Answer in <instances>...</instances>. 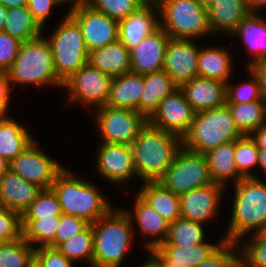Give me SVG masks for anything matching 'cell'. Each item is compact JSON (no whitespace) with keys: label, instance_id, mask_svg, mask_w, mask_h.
<instances>
[{"label":"cell","instance_id":"cell-1","mask_svg":"<svg viewBox=\"0 0 266 267\" xmlns=\"http://www.w3.org/2000/svg\"><path fill=\"white\" fill-rule=\"evenodd\" d=\"M137 177L143 182H157L182 148V138L158 129L148 122L130 145Z\"/></svg>","mask_w":266,"mask_h":267},{"label":"cell","instance_id":"cell-2","mask_svg":"<svg viewBox=\"0 0 266 267\" xmlns=\"http://www.w3.org/2000/svg\"><path fill=\"white\" fill-rule=\"evenodd\" d=\"M235 186L230 223L225 241L242 243L246 234L266 229V182L259 177L242 178Z\"/></svg>","mask_w":266,"mask_h":267},{"label":"cell","instance_id":"cell-3","mask_svg":"<svg viewBox=\"0 0 266 267\" xmlns=\"http://www.w3.org/2000/svg\"><path fill=\"white\" fill-rule=\"evenodd\" d=\"M133 226L129 215L119 208L92 223L93 267H121L134 238Z\"/></svg>","mask_w":266,"mask_h":267},{"label":"cell","instance_id":"cell-4","mask_svg":"<svg viewBox=\"0 0 266 267\" xmlns=\"http://www.w3.org/2000/svg\"><path fill=\"white\" fill-rule=\"evenodd\" d=\"M62 214L82 218L89 224L106 215L113 207L93 183L78 178L74 172L64 168L52 184Z\"/></svg>","mask_w":266,"mask_h":267},{"label":"cell","instance_id":"cell-5","mask_svg":"<svg viewBox=\"0 0 266 267\" xmlns=\"http://www.w3.org/2000/svg\"><path fill=\"white\" fill-rule=\"evenodd\" d=\"M7 72L15 86H63L54 70L51 45L43 34L20 44L18 55Z\"/></svg>","mask_w":266,"mask_h":267},{"label":"cell","instance_id":"cell-6","mask_svg":"<svg viewBox=\"0 0 266 267\" xmlns=\"http://www.w3.org/2000/svg\"><path fill=\"white\" fill-rule=\"evenodd\" d=\"M242 136L225 104L195 113L189 132L182 138V144L187 150L205 154Z\"/></svg>","mask_w":266,"mask_h":267},{"label":"cell","instance_id":"cell-7","mask_svg":"<svg viewBox=\"0 0 266 267\" xmlns=\"http://www.w3.org/2000/svg\"><path fill=\"white\" fill-rule=\"evenodd\" d=\"M160 27L172 39L212 36L204 0H157Z\"/></svg>","mask_w":266,"mask_h":267},{"label":"cell","instance_id":"cell-8","mask_svg":"<svg viewBox=\"0 0 266 267\" xmlns=\"http://www.w3.org/2000/svg\"><path fill=\"white\" fill-rule=\"evenodd\" d=\"M46 39L53 53V66L58 80L63 84L88 63L85 46L78 23L68 14Z\"/></svg>","mask_w":266,"mask_h":267},{"label":"cell","instance_id":"cell-9","mask_svg":"<svg viewBox=\"0 0 266 267\" xmlns=\"http://www.w3.org/2000/svg\"><path fill=\"white\" fill-rule=\"evenodd\" d=\"M158 182L179 196L213 183L205 155L183 146Z\"/></svg>","mask_w":266,"mask_h":267},{"label":"cell","instance_id":"cell-10","mask_svg":"<svg viewBox=\"0 0 266 267\" xmlns=\"http://www.w3.org/2000/svg\"><path fill=\"white\" fill-rule=\"evenodd\" d=\"M112 78L86 63L63 83L62 88L68 89L67 103H83L94 109L107 105Z\"/></svg>","mask_w":266,"mask_h":267},{"label":"cell","instance_id":"cell-11","mask_svg":"<svg viewBox=\"0 0 266 267\" xmlns=\"http://www.w3.org/2000/svg\"><path fill=\"white\" fill-rule=\"evenodd\" d=\"M95 123L101 142L131 145L148 120L140 113L102 106L95 109Z\"/></svg>","mask_w":266,"mask_h":267},{"label":"cell","instance_id":"cell-12","mask_svg":"<svg viewBox=\"0 0 266 267\" xmlns=\"http://www.w3.org/2000/svg\"><path fill=\"white\" fill-rule=\"evenodd\" d=\"M37 147L38 145L34 140L9 163V169L41 189H50L57 175L65 167Z\"/></svg>","mask_w":266,"mask_h":267},{"label":"cell","instance_id":"cell-13","mask_svg":"<svg viewBox=\"0 0 266 267\" xmlns=\"http://www.w3.org/2000/svg\"><path fill=\"white\" fill-rule=\"evenodd\" d=\"M80 26L88 52L118 41L119 21L94 10L88 4L67 12Z\"/></svg>","mask_w":266,"mask_h":267},{"label":"cell","instance_id":"cell-14","mask_svg":"<svg viewBox=\"0 0 266 267\" xmlns=\"http://www.w3.org/2000/svg\"><path fill=\"white\" fill-rule=\"evenodd\" d=\"M194 116L195 112L178 88L160 102L148 123L183 138L189 132Z\"/></svg>","mask_w":266,"mask_h":267},{"label":"cell","instance_id":"cell-15","mask_svg":"<svg viewBox=\"0 0 266 267\" xmlns=\"http://www.w3.org/2000/svg\"><path fill=\"white\" fill-rule=\"evenodd\" d=\"M96 160L97 172L111 183L121 186L137 176L130 145L100 142Z\"/></svg>","mask_w":266,"mask_h":267},{"label":"cell","instance_id":"cell-16","mask_svg":"<svg viewBox=\"0 0 266 267\" xmlns=\"http://www.w3.org/2000/svg\"><path fill=\"white\" fill-rule=\"evenodd\" d=\"M192 39L169 38L163 70L166 71L173 82L180 87L198 76L199 46L193 44Z\"/></svg>","mask_w":266,"mask_h":267},{"label":"cell","instance_id":"cell-17","mask_svg":"<svg viewBox=\"0 0 266 267\" xmlns=\"http://www.w3.org/2000/svg\"><path fill=\"white\" fill-rule=\"evenodd\" d=\"M225 186L211 183L180 195L181 217L199 223L212 220L218 214Z\"/></svg>","mask_w":266,"mask_h":267},{"label":"cell","instance_id":"cell-18","mask_svg":"<svg viewBox=\"0 0 266 267\" xmlns=\"http://www.w3.org/2000/svg\"><path fill=\"white\" fill-rule=\"evenodd\" d=\"M168 34L159 27L130 49L131 72L144 75L163 70Z\"/></svg>","mask_w":266,"mask_h":267},{"label":"cell","instance_id":"cell-19","mask_svg":"<svg viewBox=\"0 0 266 267\" xmlns=\"http://www.w3.org/2000/svg\"><path fill=\"white\" fill-rule=\"evenodd\" d=\"M156 1H147L137 11L119 21L118 40L129 50L160 27Z\"/></svg>","mask_w":266,"mask_h":267},{"label":"cell","instance_id":"cell-20","mask_svg":"<svg viewBox=\"0 0 266 267\" xmlns=\"http://www.w3.org/2000/svg\"><path fill=\"white\" fill-rule=\"evenodd\" d=\"M179 88L195 113L226 104L227 83L197 76Z\"/></svg>","mask_w":266,"mask_h":267},{"label":"cell","instance_id":"cell-21","mask_svg":"<svg viewBox=\"0 0 266 267\" xmlns=\"http://www.w3.org/2000/svg\"><path fill=\"white\" fill-rule=\"evenodd\" d=\"M133 211L125 210L131 221H136L142 235L146 237H154L143 243L147 251L157 248L162 242H165L170 223L160 216L148 203H146L137 193L134 196ZM134 216V217H133Z\"/></svg>","mask_w":266,"mask_h":267},{"label":"cell","instance_id":"cell-22","mask_svg":"<svg viewBox=\"0 0 266 267\" xmlns=\"http://www.w3.org/2000/svg\"><path fill=\"white\" fill-rule=\"evenodd\" d=\"M41 190L8 169L0 179V204L22 214Z\"/></svg>","mask_w":266,"mask_h":267},{"label":"cell","instance_id":"cell-23","mask_svg":"<svg viewBox=\"0 0 266 267\" xmlns=\"http://www.w3.org/2000/svg\"><path fill=\"white\" fill-rule=\"evenodd\" d=\"M204 4L212 34L222 32L230 36L249 13L245 0H204Z\"/></svg>","mask_w":266,"mask_h":267},{"label":"cell","instance_id":"cell-24","mask_svg":"<svg viewBox=\"0 0 266 267\" xmlns=\"http://www.w3.org/2000/svg\"><path fill=\"white\" fill-rule=\"evenodd\" d=\"M259 13L249 12L230 34L239 37L246 47L252 60L246 68L256 61L266 59V20Z\"/></svg>","mask_w":266,"mask_h":267},{"label":"cell","instance_id":"cell-25","mask_svg":"<svg viewBox=\"0 0 266 267\" xmlns=\"http://www.w3.org/2000/svg\"><path fill=\"white\" fill-rule=\"evenodd\" d=\"M143 85L139 113L147 120L157 110L160 102L179 88L164 70L144 74Z\"/></svg>","mask_w":266,"mask_h":267},{"label":"cell","instance_id":"cell-26","mask_svg":"<svg viewBox=\"0 0 266 267\" xmlns=\"http://www.w3.org/2000/svg\"><path fill=\"white\" fill-rule=\"evenodd\" d=\"M88 63L110 76L131 72L130 50L119 40L89 52Z\"/></svg>","mask_w":266,"mask_h":267},{"label":"cell","instance_id":"cell-27","mask_svg":"<svg viewBox=\"0 0 266 267\" xmlns=\"http://www.w3.org/2000/svg\"><path fill=\"white\" fill-rule=\"evenodd\" d=\"M143 88V75L128 72L114 76L107 106L130 109L139 113V101Z\"/></svg>","mask_w":266,"mask_h":267},{"label":"cell","instance_id":"cell-28","mask_svg":"<svg viewBox=\"0 0 266 267\" xmlns=\"http://www.w3.org/2000/svg\"><path fill=\"white\" fill-rule=\"evenodd\" d=\"M137 194L169 223L181 217L179 195L165 188L160 182H144Z\"/></svg>","mask_w":266,"mask_h":267},{"label":"cell","instance_id":"cell-29","mask_svg":"<svg viewBox=\"0 0 266 267\" xmlns=\"http://www.w3.org/2000/svg\"><path fill=\"white\" fill-rule=\"evenodd\" d=\"M211 179L213 183L221 184L225 187L229 180L232 179L234 184L240 181L243 177L238 173L235 155V140L221 144L204 154ZM228 181V182H227Z\"/></svg>","mask_w":266,"mask_h":267},{"label":"cell","instance_id":"cell-30","mask_svg":"<svg viewBox=\"0 0 266 267\" xmlns=\"http://www.w3.org/2000/svg\"><path fill=\"white\" fill-rule=\"evenodd\" d=\"M232 59L229 51L222 47H201L198 56V76L228 83L233 71Z\"/></svg>","mask_w":266,"mask_h":267},{"label":"cell","instance_id":"cell-31","mask_svg":"<svg viewBox=\"0 0 266 267\" xmlns=\"http://www.w3.org/2000/svg\"><path fill=\"white\" fill-rule=\"evenodd\" d=\"M35 139L19 122L11 117L0 119V156L11 162Z\"/></svg>","mask_w":266,"mask_h":267},{"label":"cell","instance_id":"cell-32","mask_svg":"<svg viewBox=\"0 0 266 267\" xmlns=\"http://www.w3.org/2000/svg\"><path fill=\"white\" fill-rule=\"evenodd\" d=\"M224 242L223 237L217 244L205 241L194 246L159 245L156 249L170 262L185 267H197L214 254Z\"/></svg>","mask_w":266,"mask_h":267},{"label":"cell","instance_id":"cell-33","mask_svg":"<svg viewBox=\"0 0 266 267\" xmlns=\"http://www.w3.org/2000/svg\"><path fill=\"white\" fill-rule=\"evenodd\" d=\"M44 29L33 18L27 6L12 7L7 11L3 32L21 42L40 37Z\"/></svg>","mask_w":266,"mask_h":267},{"label":"cell","instance_id":"cell-34","mask_svg":"<svg viewBox=\"0 0 266 267\" xmlns=\"http://www.w3.org/2000/svg\"><path fill=\"white\" fill-rule=\"evenodd\" d=\"M236 127L243 135H250L266 124V100L250 103H226Z\"/></svg>","mask_w":266,"mask_h":267},{"label":"cell","instance_id":"cell-35","mask_svg":"<svg viewBox=\"0 0 266 267\" xmlns=\"http://www.w3.org/2000/svg\"><path fill=\"white\" fill-rule=\"evenodd\" d=\"M204 224L183 217L170 223L168 237L160 245L194 246L205 242Z\"/></svg>","mask_w":266,"mask_h":267},{"label":"cell","instance_id":"cell-36","mask_svg":"<svg viewBox=\"0 0 266 267\" xmlns=\"http://www.w3.org/2000/svg\"><path fill=\"white\" fill-rule=\"evenodd\" d=\"M24 240L36 247L49 246L55 239L60 216L39 219H21Z\"/></svg>","mask_w":266,"mask_h":267},{"label":"cell","instance_id":"cell-37","mask_svg":"<svg viewBox=\"0 0 266 267\" xmlns=\"http://www.w3.org/2000/svg\"><path fill=\"white\" fill-rule=\"evenodd\" d=\"M93 241V228L92 224H89L83 231L62 242L57 249L73 263L84 260L88 262L90 267H93Z\"/></svg>","mask_w":266,"mask_h":267},{"label":"cell","instance_id":"cell-38","mask_svg":"<svg viewBox=\"0 0 266 267\" xmlns=\"http://www.w3.org/2000/svg\"><path fill=\"white\" fill-rule=\"evenodd\" d=\"M35 249L24 237L0 246V267H28L35 259Z\"/></svg>","mask_w":266,"mask_h":267},{"label":"cell","instance_id":"cell-39","mask_svg":"<svg viewBox=\"0 0 266 267\" xmlns=\"http://www.w3.org/2000/svg\"><path fill=\"white\" fill-rule=\"evenodd\" d=\"M62 210L59 199L52 188L42 189L37 197L21 214V219L51 218L61 216Z\"/></svg>","mask_w":266,"mask_h":267},{"label":"cell","instance_id":"cell-40","mask_svg":"<svg viewBox=\"0 0 266 267\" xmlns=\"http://www.w3.org/2000/svg\"><path fill=\"white\" fill-rule=\"evenodd\" d=\"M259 149L250 135H243L235 140V155L238 173L243 178L256 177L251 171L258 166Z\"/></svg>","mask_w":266,"mask_h":267},{"label":"cell","instance_id":"cell-41","mask_svg":"<svg viewBox=\"0 0 266 267\" xmlns=\"http://www.w3.org/2000/svg\"><path fill=\"white\" fill-rule=\"evenodd\" d=\"M249 72V82L234 84L231 81L227 83L226 103H250L264 98L258 77L253 71L247 68ZM231 82V83H230Z\"/></svg>","mask_w":266,"mask_h":267},{"label":"cell","instance_id":"cell-42","mask_svg":"<svg viewBox=\"0 0 266 267\" xmlns=\"http://www.w3.org/2000/svg\"><path fill=\"white\" fill-rule=\"evenodd\" d=\"M146 0H90L88 5L108 17L120 21L143 6Z\"/></svg>","mask_w":266,"mask_h":267},{"label":"cell","instance_id":"cell-43","mask_svg":"<svg viewBox=\"0 0 266 267\" xmlns=\"http://www.w3.org/2000/svg\"><path fill=\"white\" fill-rule=\"evenodd\" d=\"M251 236L247 243L238 244L242 255V267H266V234L252 233Z\"/></svg>","mask_w":266,"mask_h":267},{"label":"cell","instance_id":"cell-44","mask_svg":"<svg viewBox=\"0 0 266 267\" xmlns=\"http://www.w3.org/2000/svg\"><path fill=\"white\" fill-rule=\"evenodd\" d=\"M197 267H242L238 243L225 241L214 254Z\"/></svg>","mask_w":266,"mask_h":267},{"label":"cell","instance_id":"cell-45","mask_svg":"<svg viewBox=\"0 0 266 267\" xmlns=\"http://www.w3.org/2000/svg\"><path fill=\"white\" fill-rule=\"evenodd\" d=\"M22 236L21 214L0 204V237L5 242H12Z\"/></svg>","mask_w":266,"mask_h":267},{"label":"cell","instance_id":"cell-46","mask_svg":"<svg viewBox=\"0 0 266 267\" xmlns=\"http://www.w3.org/2000/svg\"><path fill=\"white\" fill-rule=\"evenodd\" d=\"M89 223L82 218L62 214L54 241L49 245L57 248L62 242L69 240L74 235L83 231Z\"/></svg>","mask_w":266,"mask_h":267},{"label":"cell","instance_id":"cell-47","mask_svg":"<svg viewBox=\"0 0 266 267\" xmlns=\"http://www.w3.org/2000/svg\"><path fill=\"white\" fill-rule=\"evenodd\" d=\"M35 260L41 267H73V262L68 260L57 248L50 246L36 247Z\"/></svg>","mask_w":266,"mask_h":267},{"label":"cell","instance_id":"cell-48","mask_svg":"<svg viewBox=\"0 0 266 267\" xmlns=\"http://www.w3.org/2000/svg\"><path fill=\"white\" fill-rule=\"evenodd\" d=\"M22 42L9 34L0 32V71H7L18 55Z\"/></svg>","mask_w":266,"mask_h":267},{"label":"cell","instance_id":"cell-49","mask_svg":"<svg viewBox=\"0 0 266 267\" xmlns=\"http://www.w3.org/2000/svg\"><path fill=\"white\" fill-rule=\"evenodd\" d=\"M58 5H62L58 0H28L27 7L32 13L33 18L44 29L47 20L51 16L53 8Z\"/></svg>","mask_w":266,"mask_h":267},{"label":"cell","instance_id":"cell-50","mask_svg":"<svg viewBox=\"0 0 266 267\" xmlns=\"http://www.w3.org/2000/svg\"><path fill=\"white\" fill-rule=\"evenodd\" d=\"M11 86L8 72L0 71V119L8 117Z\"/></svg>","mask_w":266,"mask_h":267},{"label":"cell","instance_id":"cell-51","mask_svg":"<svg viewBox=\"0 0 266 267\" xmlns=\"http://www.w3.org/2000/svg\"><path fill=\"white\" fill-rule=\"evenodd\" d=\"M248 68L251 69L253 73L258 77L262 94L264 98H266V59L256 61Z\"/></svg>","mask_w":266,"mask_h":267},{"label":"cell","instance_id":"cell-52","mask_svg":"<svg viewBox=\"0 0 266 267\" xmlns=\"http://www.w3.org/2000/svg\"><path fill=\"white\" fill-rule=\"evenodd\" d=\"M148 259L153 263L155 267H185L174 262L168 261L156 248L149 250Z\"/></svg>","mask_w":266,"mask_h":267},{"label":"cell","instance_id":"cell-53","mask_svg":"<svg viewBox=\"0 0 266 267\" xmlns=\"http://www.w3.org/2000/svg\"><path fill=\"white\" fill-rule=\"evenodd\" d=\"M259 150H266V124L250 134Z\"/></svg>","mask_w":266,"mask_h":267},{"label":"cell","instance_id":"cell-54","mask_svg":"<svg viewBox=\"0 0 266 267\" xmlns=\"http://www.w3.org/2000/svg\"><path fill=\"white\" fill-rule=\"evenodd\" d=\"M245 2L249 12L258 13V11H261L263 7L266 8V0H245Z\"/></svg>","mask_w":266,"mask_h":267},{"label":"cell","instance_id":"cell-55","mask_svg":"<svg viewBox=\"0 0 266 267\" xmlns=\"http://www.w3.org/2000/svg\"><path fill=\"white\" fill-rule=\"evenodd\" d=\"M0 4L8 9L12 7H24L28 5V0H0Z\"/></svg>","mask_w":266,"mask_h":267},{"label":"cell","instance_id":"cell-56","mask_svg":"<svg viewBox=\"0 0 266 267\" xmlns=\"http://www.w3.org/2000/svg\"><path fill=\"white\" fill-rule=\"evenodd\" d=\"M61 4H67V3H71V7L70 9L72 8H75L77 6H80V5H84V4H88L90 0H58Z\"/></svg>","mask_w":266,"mask_h":267},{"label":"cell","instance_id":"cell-57","mask_svg":"<svg viewBox=\"0 0 266 267\" xmlns=\"http://www.w3.org/2000/svg\"><path fill=\"white\" fill-rule=\"evenodd\" d=\"M258 165L266 172V150H259Z\"/></svg>","mask_w":266,"mask_h":267},{"label":"cell","instance_id":"cell-58","mask_svg":"<svg viewBox=\"0 0 266 267\" xmlns=\"http://www.w3.org/2000/svg\"><path fill=\"white\" fill-rule=\"evenodd\" d=\"M8 8L0 4V32L3 31L4 22L6 19Z\"/></svg>","mask_w":266,"mask_h":267},{"label":"cell","instance_id":"cell-59","mask_svg":"<svg viewBox=\"0 0 266 267\" xmlns=\"http://www.w3.org/2000/svg\"><path fill=\"white\" fill-rule=\"evenodd\" d=\"M9 163L5 158L0 156V179L9 169Z\"/></svg>","mask_w":266,"mask_h":267},{"label":"cell","instance_id":"cell-60","mask_svg":"<svg viewBox=\"0 0 266 267\" xmlns=\"http://www.w3.org/2000/svg\"><path fill=\"white\" fill-rule=\"evenodd\" d=\"M147 261H145L144 263H142L139 267H155L153 265V263L147 258Z\"/></svg>","mask_w":266,"mask_h":267},{"label":"cell","instance_id":"cell-61","mask_svg":"<svg viewBox=\"0 0 266 267\" xmlns=\"http://www.w3.org/2000/svg\"><path fill=\"white\" fill-rule=\"evenodd\" d=\"M28 267H41L40 264L34 259Z\"/></svg>","mask_w":266,"mask_h":267},{"label":"cell","instance_id":"cell-62","mask_svg":"<svg viewBox=\"0 0 266 267\" xmlns=\"http://www.w3.org/2000/svg\"><path fill=\"white\" fill-rule=\"evenodd\" d=\"M5 241L0 237V246L4 243Z\"/></svg>","mask_w":266,"mask_h":267}]
</instances>
